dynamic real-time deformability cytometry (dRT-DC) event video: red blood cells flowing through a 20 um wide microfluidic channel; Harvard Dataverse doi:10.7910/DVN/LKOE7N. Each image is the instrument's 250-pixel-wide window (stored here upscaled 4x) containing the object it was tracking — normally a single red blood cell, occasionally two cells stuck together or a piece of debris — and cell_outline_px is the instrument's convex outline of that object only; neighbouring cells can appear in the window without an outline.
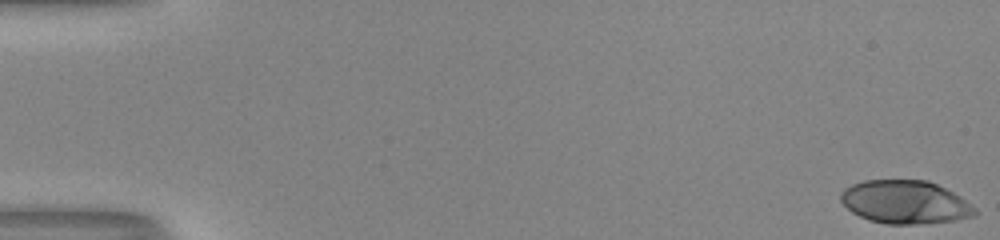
{"species": "human", "species_latin": "Homo sapiens", "temperature_condition": "room temperature", "stored_images_in_passage": 53, "camera_frame_rate_fps": 3000, "um_per_image_px": 0.085, "donor": {"sex": "male"}, "frame": {"image": 1, "passage_image": 1, "time_ms": 0.0, "image_size_px": [1000, 240], "cell_outline_px": [[976, 216], [956, 220], [920, 224], [888, 224], [868, 220], [852, 212], [840, 200], [840, 192], [844, 188], [852, 184], [864, 180], [928, 180], [960, 196], [976, 208]], "centroid_in_image_um": [76.93, 17.18], "position_along_channel_um": 8.1, "area_um2": 33.87}}
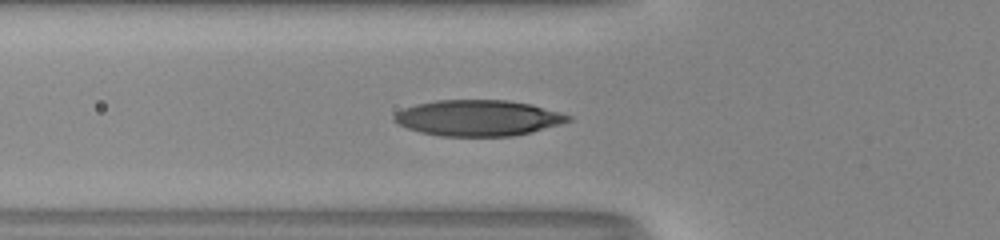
{"frame": {"image": 2, "passage_image": 20, "time_ms": 6.333, "image_size_px": [1000, 240], "cell_outline_px": [[572, 120], [560, 124], [532, 132], [512, 136], [440, 136], [420, 132], [408, 128], [392, 120], [392, 116], [396, 112], [404, 108], [416, 104], [436, 100], [508, 100], [532, 104], [560, 112], [572, 116]], "centroid_in_image_um": [40.64, 10.02], "position_along_channel_um": 85.2, "area_um2": 36.53}}
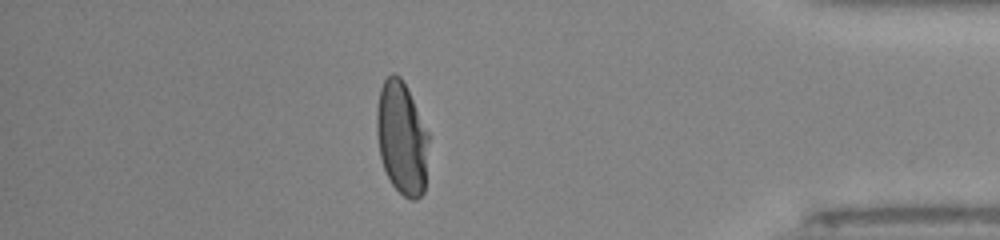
{"frame": {"image": 3, "passage_image": 46, "time_ms": 15.0, "image_size_px": [1000, 240], "cell_outline_px": [[428, 140], [424, 192], [416, 200], [412, 200], [404, 196], [392, 184], [384, 168], [380, 156], [376, 132], [376, 108], [380, 88], [384, 80], [392, 72], [400, 76], [428, 132]], "centroid_in_image_um": [34.12, 11.74], "position_along_channel_um": 401.1, "area_um2": 33.87}, "authors_computed_cell_mechanics": {"area_um2": 34.9112, "velocity_mm_per_s": 4.0487, "shape_relaxation_time_tau1_ms": 4.9152, "shape_relaxation_time_tau2_ms": null, "deformation_change_tau1": 0.2205, "deformation_change_tau2": null}}